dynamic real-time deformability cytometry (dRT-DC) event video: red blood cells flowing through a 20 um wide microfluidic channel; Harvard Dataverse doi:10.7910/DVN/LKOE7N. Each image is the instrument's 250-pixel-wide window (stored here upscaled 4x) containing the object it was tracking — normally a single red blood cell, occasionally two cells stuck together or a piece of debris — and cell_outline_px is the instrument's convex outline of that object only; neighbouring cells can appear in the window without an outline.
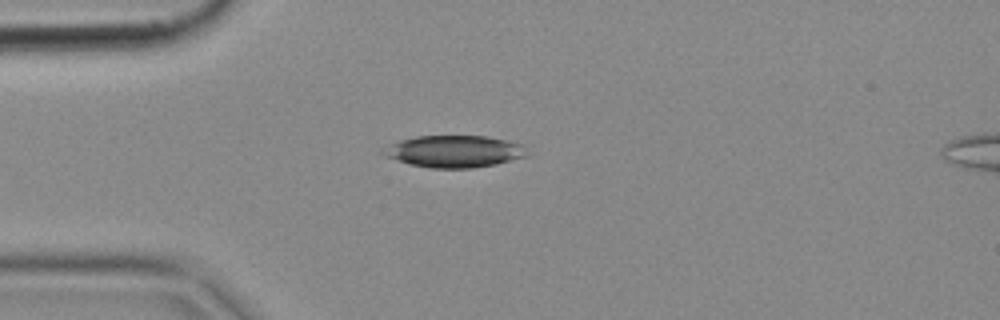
{"species": "common noctule bat (a hibernating species)", "species_latin": "Nyctalus noctula", "temperature_condition": "cold", "stored_images_in_passage": 3, "camera_frame_rate_fps": 3000, "um_per_image_px": 0.085, "animal": {"sex": "female", "body_mass_g": 18.4}, "frame": {"image": 1, "passage_image": 2, "time_ms": 0.333, "image_size_px": [1000, 320], "cell_outline_px": [[528, 156], [496, 164], [472, 168], [432, 168], [412, 164], [384, 156], [380, 152], [388, 144], [400, 140], [416, 136], [488, 136], [524, 144]], "centroid_in_image_um": [38.63, 12.86], "position_along_channel_um": 46.4, "area_um2": 26.82}}